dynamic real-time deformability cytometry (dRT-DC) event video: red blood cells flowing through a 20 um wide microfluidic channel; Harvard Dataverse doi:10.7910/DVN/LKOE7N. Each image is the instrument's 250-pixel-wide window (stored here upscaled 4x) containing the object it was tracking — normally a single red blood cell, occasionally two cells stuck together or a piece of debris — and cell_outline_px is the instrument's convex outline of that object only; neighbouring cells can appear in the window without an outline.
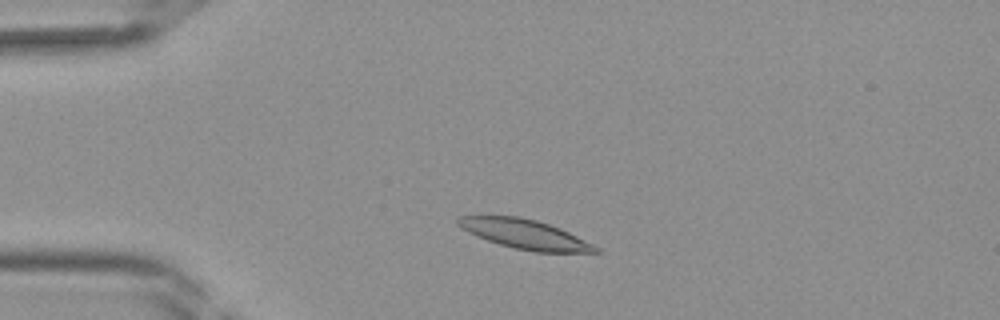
{"species": "Egyptian fruit bat (a non-hibernating species)", "species_latin": "Rousettus aegyptiacus", "temperature_condition": "room temperature", "stored_images_in_passage": 37, "camera_frame_rate_fps": 3000, "um_per_image_px": 0.085, "frame": {"image": 1, "passage_image": 5, "time_ms": 1.333, "image_size_px": [1000, 320], "cell_outline_px": [[600, 252], [536, 252], [516, 248], [500, 244], [476, 236], [468, 232], [456, 224], [456, 220], [460, 216], [520, 216], [536, 220], [560, 228], [600, 248]], "centroid_in_image_um": [44.59, 19.9], "position_along_channel_um": 40.4, "area_um2": 23.24}}
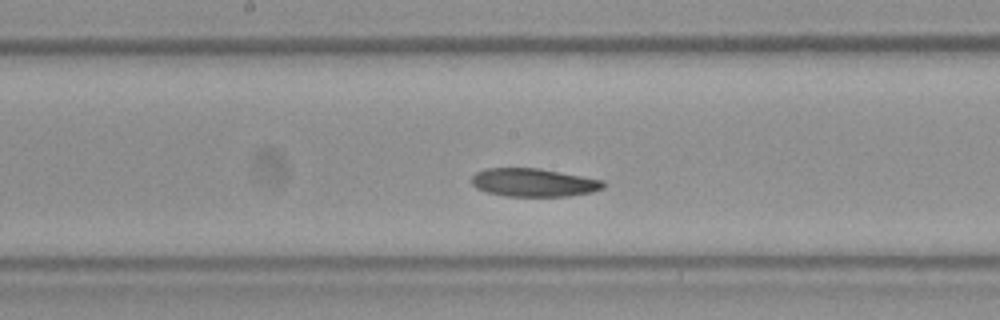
{"frame": {"image": 2, "passage_image": 17, "time_ms": 5.333, "image_size_px": [1000, 320], "cell_outline_px": [[604, 188], [592, 192], [568, 196], [508, 196], [488, 192], [476, 188], [472, 184], [472, 176], [476, 172], [484, 168], [540, 168], [604, 180]], "centroid_in_image_um": [45.37, 15.51], "position_along_channel_um": 202.8, "area_um2": 21.68}}
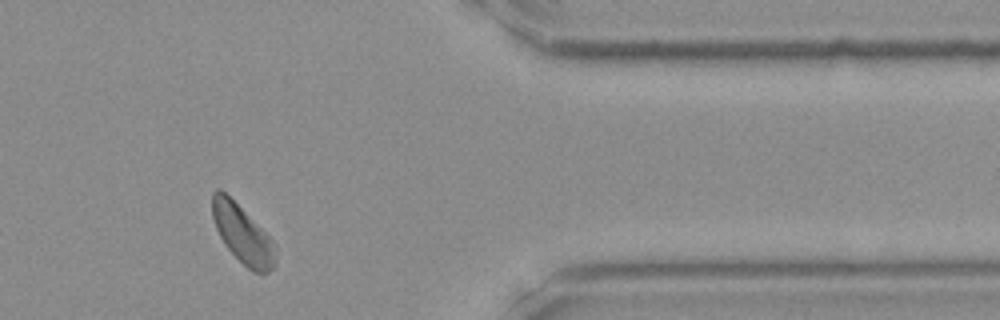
{"frame": {"image": 3, "passage_image": 30, "time_ms": 9.667, "image_size_px": [1000, 320], "cell_outline_px": [[276, 264], [268, 272], [252, 272], [224, 244], [216, 228], [212, 216], [212, 192], [216, 188], [220, 188], [276, 244]], "centroid_in_image_um": [20.61, 19.92], "position_along_channel_um": 390.8, "area_um2": 20.87}}